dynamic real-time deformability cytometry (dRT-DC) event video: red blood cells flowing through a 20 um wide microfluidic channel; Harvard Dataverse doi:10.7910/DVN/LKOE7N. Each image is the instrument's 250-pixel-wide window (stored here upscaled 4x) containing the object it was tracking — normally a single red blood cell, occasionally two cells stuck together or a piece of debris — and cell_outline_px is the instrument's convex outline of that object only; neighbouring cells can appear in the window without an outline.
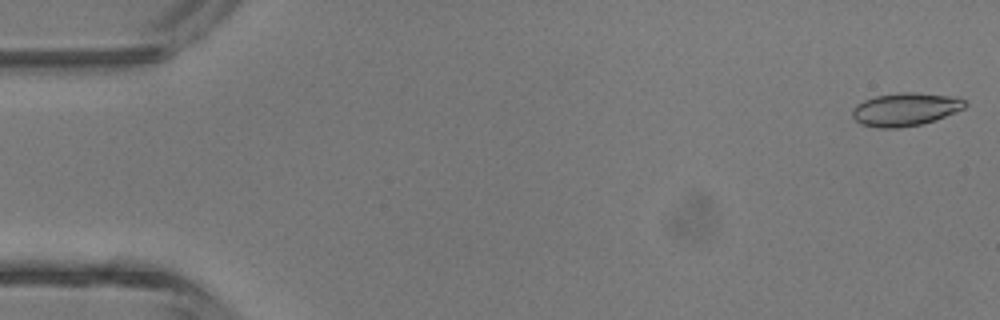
{"species": "common noctule bat (a hibernating species)", "species_latin": "Nyctalus noctula", "temperature_condition": "room temperature", "stored_images_in_passage": 3, "camera_frame_rate_fps": 3000, "um_per_image_px": 0.085, "animal": {"sex": "male", "body_mass_g": 13.3}, "frame": {"image": 1, "passage_image": 1, "time_ms": 0.0, "image_size_px": [1000, 320], "cell_outline_px": [[968, 104], [964, 108], [936, 120], [920, 124], [896, 128], [876, 128], [860, 124], [852, 116], [852, 108], [856, 104], [864, 100], [876, 96], [900, 92], [916, 92], [956, 96], [964, 100]], "centroid_in_image_um": [76.95, 9.29], "position_along_channel_um": 8.1, "area_um2": 21.91}}